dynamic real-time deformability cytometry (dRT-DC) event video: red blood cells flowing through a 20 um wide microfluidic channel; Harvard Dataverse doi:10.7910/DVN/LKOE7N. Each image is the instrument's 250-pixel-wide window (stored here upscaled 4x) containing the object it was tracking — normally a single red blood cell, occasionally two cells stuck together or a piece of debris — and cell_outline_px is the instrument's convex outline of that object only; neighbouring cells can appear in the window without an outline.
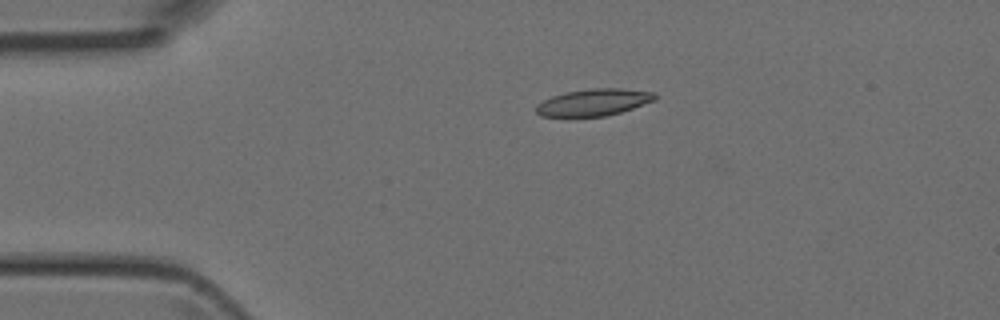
{"species": "Egyptian fruit bat (a non-hibernating species)", "species_latin": "Rousettus aegyptiacus", "temperature_condition": "room temperature", "stored_images_in_passage": 4, "camera_frame_rate_fps": 3000, "um_per_image_px": 0.085, "animal": {"sex": "female"}, "frame": {"image": 1, "passage_image": 3, "time_ms": 0.667, "image_size_px": [1000, 320], "cell_outline_px": [[656, 100], [620, 112], [604, 116], [540, 116], [536, 112], [536, 104], [552, 96], [564, 92], [592, 88], [620, 88], [656, 92]], "centroid_in_image_um": [50.47, 8.68], "position_along_channel_um": 34.5, "area_um2": 18.55}}